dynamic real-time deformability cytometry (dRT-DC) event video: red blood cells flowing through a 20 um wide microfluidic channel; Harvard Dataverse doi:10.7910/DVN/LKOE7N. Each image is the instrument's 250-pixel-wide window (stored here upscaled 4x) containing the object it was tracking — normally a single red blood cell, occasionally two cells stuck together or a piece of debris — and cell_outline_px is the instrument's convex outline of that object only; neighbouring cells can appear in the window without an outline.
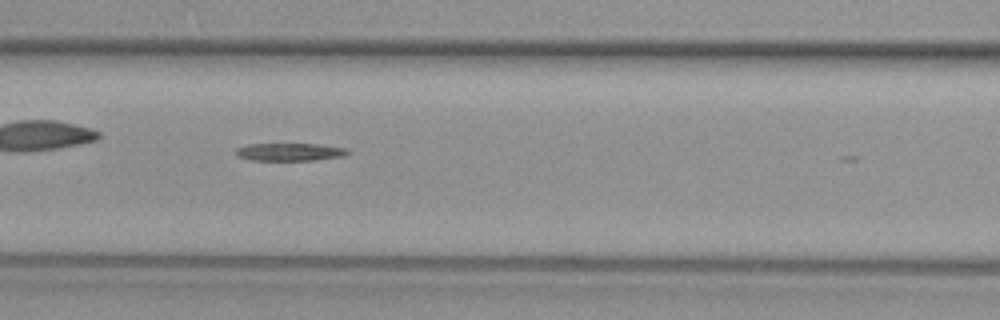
{"species": "common noctule bat (a hibernating species)", "species_latin": "Nyctalus noctula", "temperature_condition": "warm", "stored_images_in_passage": 14, "camera_frame_rate_fps": 3000, "um_per_image_px": 0.085, "animal": {"sex": "female", "body_mass_g": 29.2, "forearm_length_mm": 56.3}, "frame": {"image": 1, "passage_image": 12, "time_ms": 3.667, "image_size_px": [1000, 320], "cell_outline_px": [[348, 152], [344, 156], [316, 160], [252, 160], [236, 156], [236, 148], [248, 144], [316, 144], [344, 148]], "centroid_in_image_um": [24.58, 12.92], "position_along_channel_um": 142.0, "area_um2": 11.39}}